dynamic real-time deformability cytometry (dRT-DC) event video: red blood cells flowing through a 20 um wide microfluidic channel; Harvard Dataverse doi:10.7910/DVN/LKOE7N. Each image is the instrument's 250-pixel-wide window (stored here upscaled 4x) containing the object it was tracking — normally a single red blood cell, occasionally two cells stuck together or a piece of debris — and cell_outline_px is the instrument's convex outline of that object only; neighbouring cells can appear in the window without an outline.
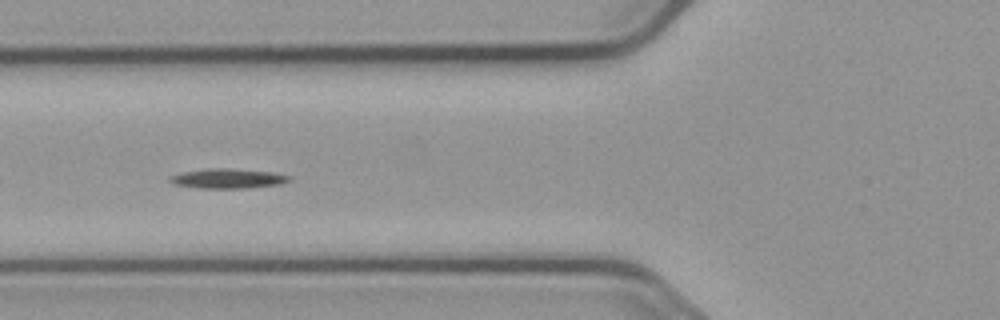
{"species": "common noctule bat (a hibernating species)", "species_latin": "Nyctalus noctula", "temperature_condition": "cold", "stored_images_in_passage": 7, "camera_frame_rate_fps": 3000, "um_per_image_px": 0.085, "animal": {"sex": "male", "body_mass_g": 23.1, "forearm_length_mm": 52.7}, "frame": {"image": 1, "passage_image": 6, "time_ms": 6.0, "image_size_px": [1000, 320], "cell_outline_px": [[292, 180], [280, 184], [248, 188], [200, 188], [172, 184], [168, 180], [168, 176], [184, 172], [208, 168], [228, 168], [272, 172], [292, 176]], "centroid_in_image_um": [19.37, 15.17], "position_along_channel_um": 106.4, "area_um2": 13.81}}
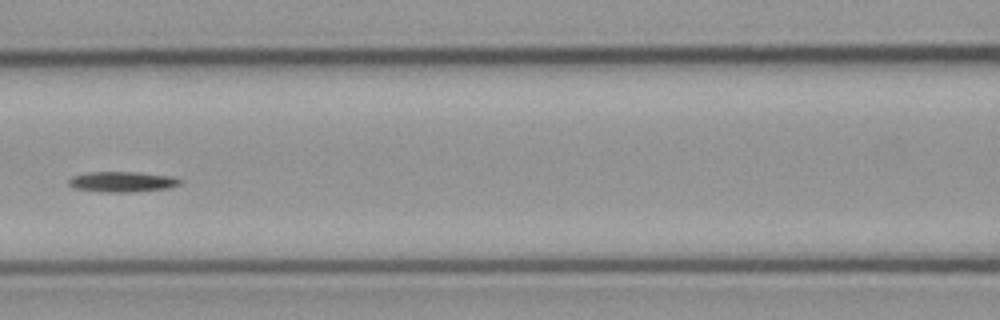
{"frame": {"image": 2, "passage_image": 7, "time_ms": 7.333, "image_size_px": [1000, 320], "cell_outline_px": [[180, 184], [168, 188], [132, 192], [104, 192], [76, 188], [68, 184], [68, 180], [72, 176], [88, 172], [136, 172], [176, 176], [180, 180]], "centroid_in_image_um": [10.41, 15.44], "position_along_channel_um": 156.2, "area_um2": 13.24}}